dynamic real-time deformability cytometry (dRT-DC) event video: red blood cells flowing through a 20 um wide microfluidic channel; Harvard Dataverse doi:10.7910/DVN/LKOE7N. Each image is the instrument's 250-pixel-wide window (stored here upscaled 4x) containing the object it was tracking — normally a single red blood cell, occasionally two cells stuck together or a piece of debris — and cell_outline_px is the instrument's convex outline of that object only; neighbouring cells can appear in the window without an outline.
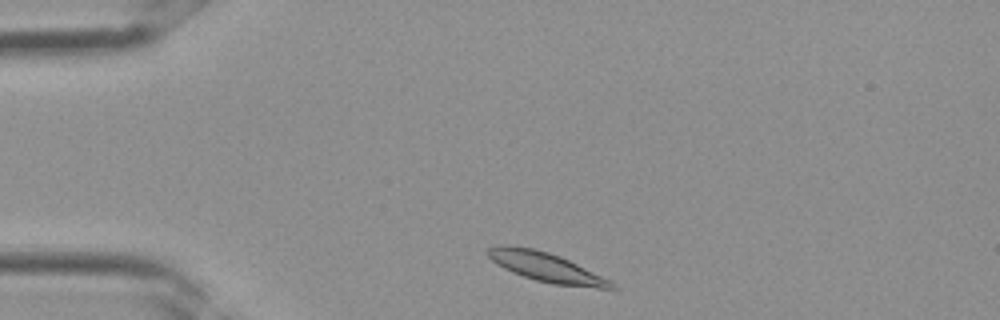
{"species": "Egyptian fruit bat (a non-hibernating species)", "species_latin": "Rousettus aegyptiacus", "temperature_condition": "room temperature", "stored_images_in_passage": 3, "camera_frame_rate_fps": 3000, "um_per_image_px": 0.085, "frame": {"image": 1, "passage_image": 1, "time_ms": 0.0, "image_size_px": [1000, 320], "cell_outline_px": [[616, 288], [596, 288], [552, 284], [536, 280], [512, 272], [496, 264], [484, 252], [488, 248], [500, 244], [508, 244], [532, 248], [548, 252], [560, 256], [612, 280], [616, 284]], "centroid_in_image_um": [46.41, 22.7], "position_along_channel_um": 38.6, "area_um2": 21.27}}
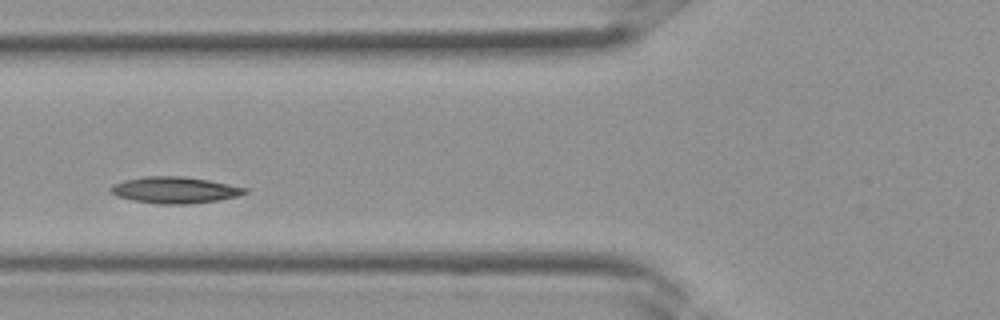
{"frame": {"image": 2, "passage_image": 3, "time_ms": 0.667, "image_size_px": [1000, 320], "cell_outline_px": [[248, 192], [236, 196], [220, 200], [188, 204], [156, 204], [132, 200], [116, 196], [112, 192], [112, 188], [116, 184], [124, 180], [148, 176], [184, 176], [208, 180], [248, 188]], "centroid_in_image_um": [14.89, 16.16], "position_along_channel_um": 110.9, "area_um2": 20.52}}